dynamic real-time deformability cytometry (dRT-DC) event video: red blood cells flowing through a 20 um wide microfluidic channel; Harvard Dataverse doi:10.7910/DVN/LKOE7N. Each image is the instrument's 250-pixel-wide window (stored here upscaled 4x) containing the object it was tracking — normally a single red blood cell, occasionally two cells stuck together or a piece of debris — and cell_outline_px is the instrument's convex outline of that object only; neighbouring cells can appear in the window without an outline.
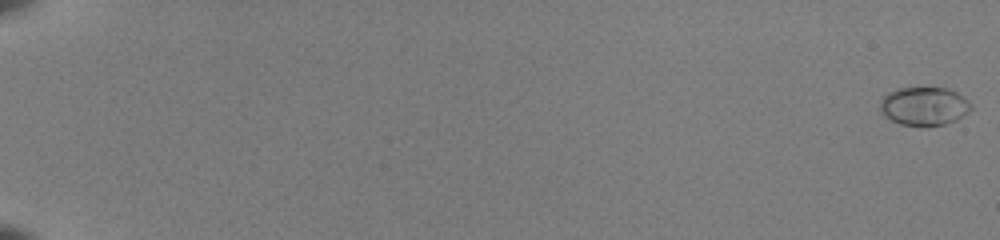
{"species": "common noctule bat (a hibernating species)", "species_latin": "Nyctalus noctula", "temperature_condition": "room temperature", "stored_images_in_passage": 54, "camera_frame_rate_fps": 3000, "um_per_image_px": 0.085, "animal": {"sex": "female", "body_mass_g": 22.0, "forearm_length_mm": 56.7}, "frame": {"image": 1, "passage_image": 1, "time_ms": 0.0, "image_size_px": [1000, 240], "cell_outline_px": [[972, 108], [956, 120], [944, 124], [900, 124], [892, 120], [880, 108], [880, 104], [884, 96], [888, 92], [896, 88], [948, 88], [956, 92], [968, 100], [972, 104]], "centroid_in_image_um": [78.58, 8.99], "position_along_channel_um": 6.4, "area_um2": 19.77}}
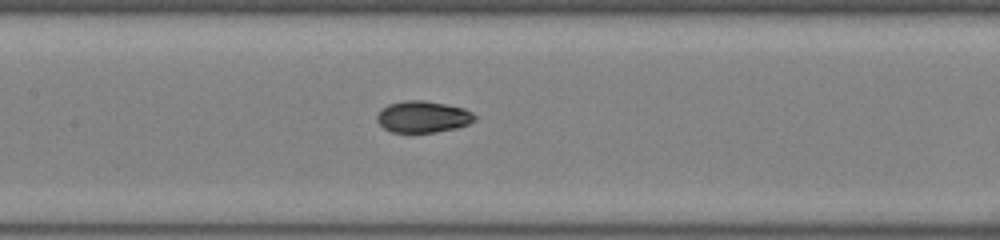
{"frame": {"image": 2, "passage_image": 30, "time_ms": 9.667, "image_size_px": [1000, 240], "cell_outline_px": [[476, 120], [468, 124], [456, 128], [436, 132], [392, 132], [384, 128], [376, 120], [376, 116], [380, 108], [388, 104], [404, 100], [424, 100], [464, 108], [472, 112], [476, 116]], "centroid_in_image_um": [35.93, 9.92], "position_along_channel_um": 171.5, "area_um2": 18.09}}
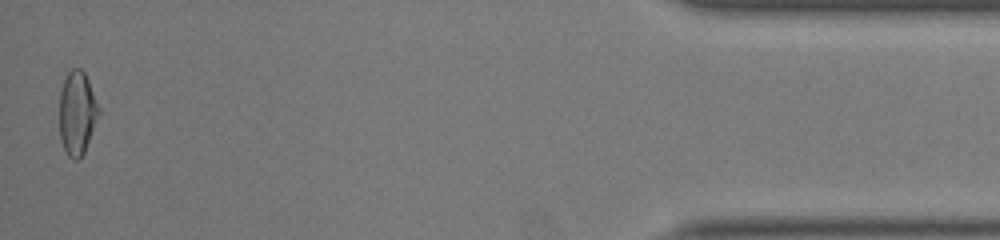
{"frame": {"image": 3, "passage_image": 54, "time_ms": 17.667, "image_size_px": [1000, 240], "cell_outline_px": [[100, 112], [84, 152], [76, 160], [72, 160], [68, 156], [60, 140], [60, 92], [64, 80], [68, 72], [72, 68], [80, 68], [84, 72], [88, 80], [100, 108]], "centroid_in_image_um": [6.55, 9.6], "position_along_channel_um": 428.6, "area_um2": 19.02}, "authors_computed_cell_mechanics": {"area_um2": 18.4671, "velocity_mm_per_s": 4.0286, "shape_relaxation_time_tau1_ms": 5.07, "shape_relaxation_time_tau2_ms": 1.3182, "deformation_change_tau1": 0.1941, "deformation_change_tau2": 0.0392}}